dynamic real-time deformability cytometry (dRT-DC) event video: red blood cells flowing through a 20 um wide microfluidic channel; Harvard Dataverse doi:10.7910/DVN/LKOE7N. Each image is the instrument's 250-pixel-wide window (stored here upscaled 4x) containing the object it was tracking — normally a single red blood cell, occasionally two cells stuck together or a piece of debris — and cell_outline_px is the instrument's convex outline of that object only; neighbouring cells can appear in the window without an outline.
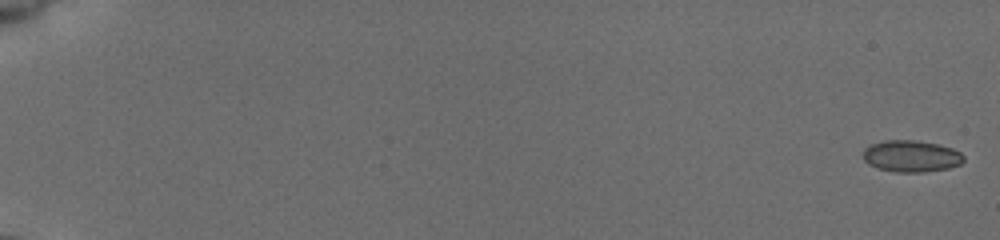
{"species": "common noctule bat (a hibernating species)", "species_latin": "Nyctalus noctula", "temperature_condition": "cold", "stored_images_in_passage": 55, "camera_frame_rate_fps": 3000, "um_per_image_px": 0.085, "animal": {"sex": "female", "body_mass_g": 19.5, "forearm_length_mm": 54.1}, "frame": {"image": 1, "passage_image": 1, "time_ms": 0.0, "image_size_px": [1000, 240], "cell_outline_px": [[964, 160], [960, 164], [948, 168], [924, 172], [896, 172], [880, 168], [868, 164], [864, 160], [864, 148], [872, 144], [884, 140], [916, 140], [936, 144], [952, 148], [960, 152], [964, 156]], "centroid_in_image_um": [77.46, 13.27], "position_along_channel_um": 7.5, "area_um2": 18.44}}
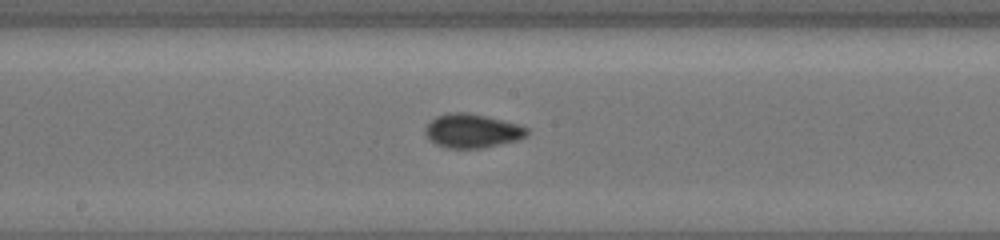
{"frame": {"image": 2, "passage_image": 32, "time_ms": 10.333, "image_size_px": [1000, 240], "cell_outline_px": [[528, 132], [524, 136], [516, 140], [480, 148], [448, 148], [436, 144], [424, 132], [424, 128], [436, 116], [452, 112], [464, 112], [484, 116], [516, 124], [528, 128]], "centroid_in_image_um": [40.09, 11.12], "position_along_channel_um": 208.1, "area_um2": 19.54}}
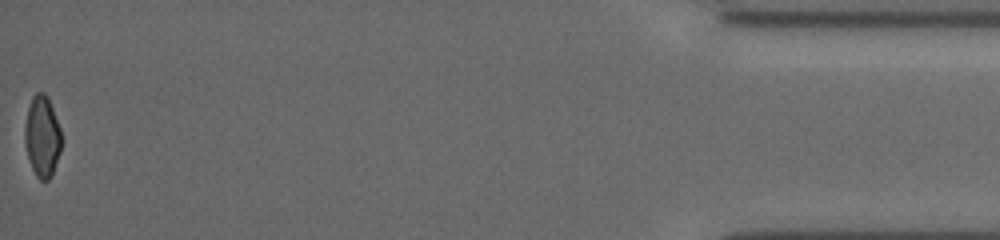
{"frame": {"image": 3, "passage_image": 55, "time_ms": 18.0, "image_size_px": [1000, 240], "cell_outline_px": [[60, 152], [52, 176], [48, 180], [40, 180], [36, 176], [32, 168], [24, 144], [24, 128], [28, 108], [32, 96], [36, 92], [44, 92], [48, 96], [60, 128]], "centroid_in_image_um": [3.57, 11.58], "position_along_channel_um": 431.6, "area_um2": 17.34}, "authors_computed_cell_mechanics": {"area_um2": 18.207, "velocity_mm_per_s": 3.938, "shape_relaxation_time_tau1_ms": 6.6942, "shape_relaxation_time_tau2_ms": 1.4043, "deformation_change_tau1": 0.1045, "deformation_change_tau2": 0.0527}}